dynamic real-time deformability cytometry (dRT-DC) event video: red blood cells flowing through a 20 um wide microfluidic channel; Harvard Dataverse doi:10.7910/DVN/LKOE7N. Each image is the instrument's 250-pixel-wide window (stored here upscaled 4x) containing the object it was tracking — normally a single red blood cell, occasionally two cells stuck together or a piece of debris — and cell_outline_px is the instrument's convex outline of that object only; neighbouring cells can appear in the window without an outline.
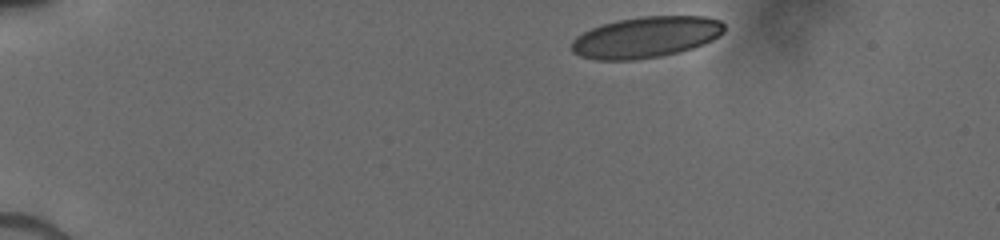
{"species": "human", "species_latin": "Homo sapiens", "temperature_condition": "cold", "stored_images_in_passage": 8, "camera_frame_rate_fps": 3000, "um_per_image_px": 0.085, "donor": {"sex": "male"}, "frame": {"image": 1, "passage_image": 1, "time_ms": 0.0, "image_size_px": [1000, 240], "cell_outline_px": [[724, 32], [720, 36], [704, 44], [680, 52], [660, 56], [636, 60], [596, 60], [580, 56], [572, 52], [572, 40], [576, 36], [592, 28], [616, 20], [640, 16], [704, 16], [720, 20], [724, 24]], "centroid_in_image_um": [54.92, 3.16], "position_along_channel_um": 30.1, "area_um2": 36.76}}
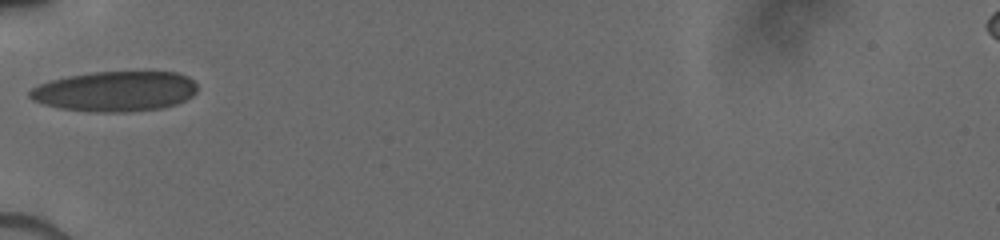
{"frame": {"image": 2, "passage_image": 5, "time_ms": 3.333, "image_size_px": [1000, 240], "cell_outline_px": [[196, 92], [192, 96], [176, 104], [164, 108], [128, 112], [96, 112], [60, 108], [44, 104], [32, 100], [28, 96], [28, 92], [32, 88], [40, 84], [52, 80], [68, 76], [92, 72], [176, 72], [188, 76], [196, 84]], "centroid_in_image_um": [9.79, 7.77], "position_along_channel_um": 75.2, "area_um2": 39.25}}
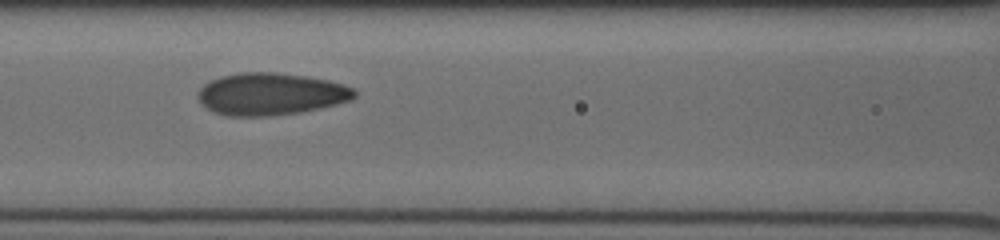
{"frame": {"image": 3, "passage_image": 7, "time_ms": 5.0, "image_size_px": [1000, 240], "cell_outline_px": [[356, 96], [352, 100], [320, 108], [300, 112], [268, 116], [228, 116], [216, 112], [208, 108], [196, 96], [196, 92], [208, 80], [220, 76], [240, 72], [276, 72], [308, 76], [328, 80], [344, 84], [352, 88], [356, 92]], "centroid_in_image_um": [23.01, 7.98], "position_along_channel_um": 143.6, "area_um2": 38.67}}